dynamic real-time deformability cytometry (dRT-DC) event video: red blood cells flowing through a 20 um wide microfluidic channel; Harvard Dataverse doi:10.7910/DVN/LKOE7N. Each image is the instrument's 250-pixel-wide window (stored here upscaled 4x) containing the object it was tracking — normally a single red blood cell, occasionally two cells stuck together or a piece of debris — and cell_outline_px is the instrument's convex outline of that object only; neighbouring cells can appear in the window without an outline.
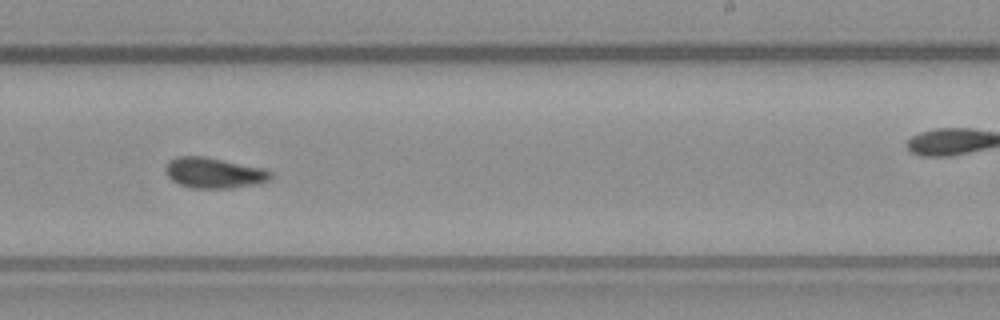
{"species": "common noctule bat (a hibernating species)", "species_latin": "Nyctalus noctula", "temperature_condition": "warm", "stored_images_in_passage": 38, "camera_frame_rate_fps": 3000, "um_per_image_px": 0.085, "animal": {"sex": "male", "body_mass_g": 23.1, "forearm_length_mm": 52.7}, "frame": {"image": 1, "passage_image": 17, "time_ms": 5.333, "image_size_px": [1000, 320], "cell_outline_px": [[272, 176], [268, 180], [260, 184], [232, 188], [192, 188], [180, 184], [172, 180], [168, 176], [164, 168], [168, 160], [176, 156], [204, 156], [264, 168], [272, 172]], "centroid_in_image_um": [18.19, 14.69], "position_along_channel_um": 270.8, "area_um2": 18.9}, "authors_computed_cell_mechanics": {"area_um2": 18.1781, "velocity_mm_per_s": 4.0373, "shape_relaxation_time_tau1_ms": null, "shape_relaxation_time_tau2_ms": 4.6677, "deformation_change_tau1": null, "deformation_change_tau2": 0.096}}